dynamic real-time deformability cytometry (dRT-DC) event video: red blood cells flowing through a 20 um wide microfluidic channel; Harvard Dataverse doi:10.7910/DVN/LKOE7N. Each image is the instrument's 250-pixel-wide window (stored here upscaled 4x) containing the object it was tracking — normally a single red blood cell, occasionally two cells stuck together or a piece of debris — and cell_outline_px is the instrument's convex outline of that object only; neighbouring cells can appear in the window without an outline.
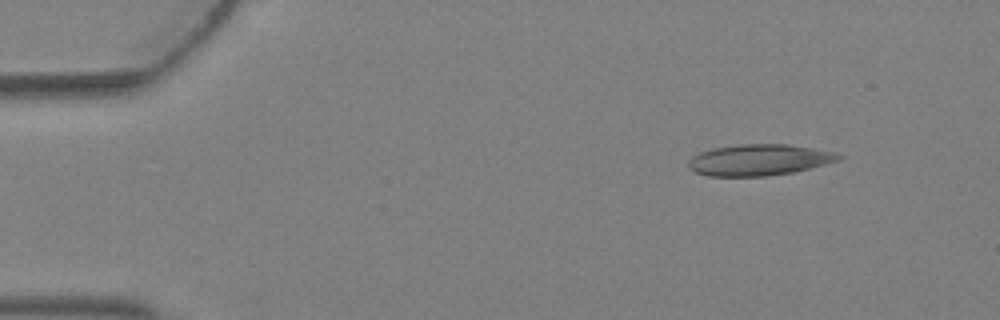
{"species": "Egyptian fruit bat (a non-hibernating species)", "species_latin": "Rousettus aegyptiacus", "temperature_condition": "warm", "stored_images_in_passage": 3, "camera_frame_rate_fps": 3000, "um_per_image_px": 0.085, "animal": {"sex": "female"}, "frame": {"image": 1, "passage_image": 1, "time_ms": 0.0, "image_size_px": [1000, 320], "cell_outline_px": [[844, 156], [840, 160], [792, 172], [768, 176], [708, 176], [696, 172], [688, 168], [688, 160], [692, 156], [700, 152], [712, 148], [740, 144], [788, 144], [836, 152]], "centroid_in_image_um": [64.5, 13.59], "position_along_channel_um": 20.5, "area_um2": 27.34}}
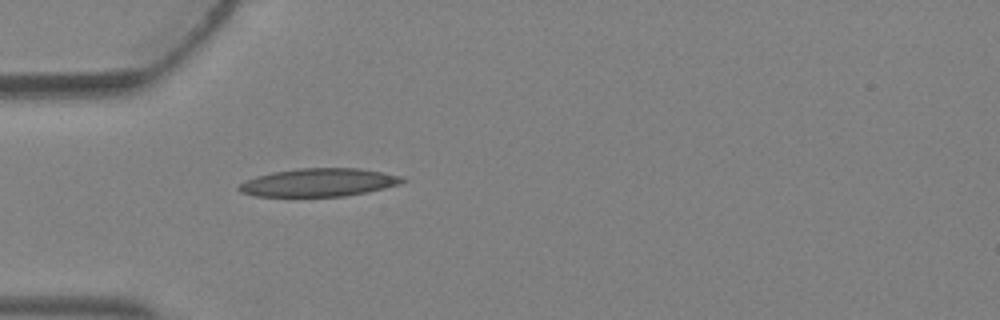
{"frame": {"image": 2, "passage_image": 3, "time_ms": 0.667, "image_size_px": [1000, 320], "cell_outline_px": [[408, 180], [400, 184], [368, 192], [344, 196], [256, 196], [240, 192], [236, 188], [240, 184], [256, 176], [272, 172], [300, 168], [360, 168], [384, 172], [404, 176]], "centroid_in_image_um": [27.15, 15.5], "position_along_channel_um": 57.8, "area_um2": 26.88}}